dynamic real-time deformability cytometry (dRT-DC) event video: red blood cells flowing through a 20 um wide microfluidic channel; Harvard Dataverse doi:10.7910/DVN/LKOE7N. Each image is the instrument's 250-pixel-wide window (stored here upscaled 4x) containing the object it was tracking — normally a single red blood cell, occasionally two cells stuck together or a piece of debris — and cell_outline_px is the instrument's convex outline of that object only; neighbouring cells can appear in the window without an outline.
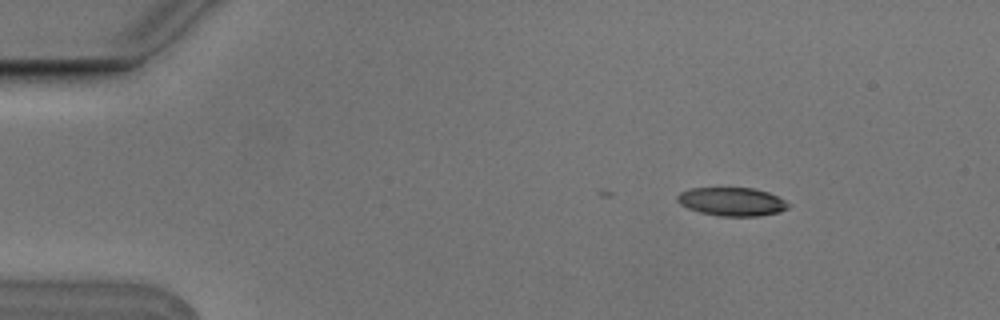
{"species": "Egyptian fruit bat (a non-hibernating species)", "species_latin": "Rousettus aegyptiacus", "temperature_condition": "cold", "stored_images_in_passage": 10, "camera_frame_rate_fps": 3000, "um_per_image_px": 0.085, "animal": {"sex": "male"}, "frame": {"image": 1, "passage_image": 3, "time_ms": 0.667, "image_size_px": [1000, 320], "cell_outline_px": [[792, 204], [788, 208], [780, 212], [760, 216], [720, 216], [700, 212], [688, 208], [680, 204], [676, 200], [676, 196], [680, 192], [688, 188], [752, 188], [768, 192]], "centroid_in_image_um": [62.21, 17.14], "position_along_channel_um": 22.8, "area_um2": 18.5}}
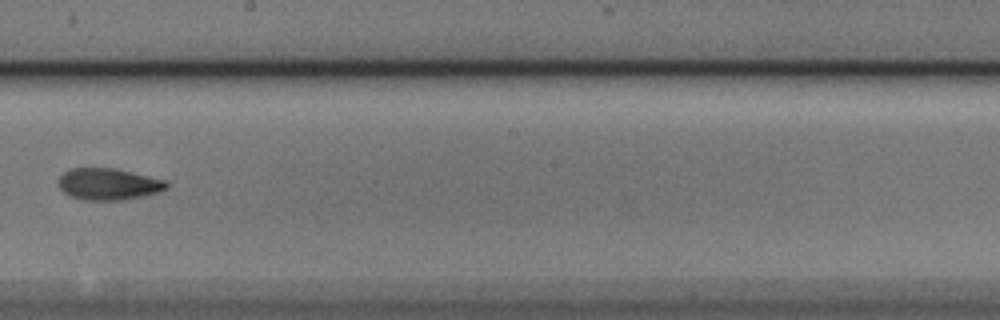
{"frame": {"image": 2, "passage_image": 9, "time_ms": 2.667, "image_size_px": [1000, 320], "cell_outline_px": [[168, 188], [160, 192], [120, 200], [80, 200], [68, 196], [60, 188], [56, 180], [64, 172], [72, 168], [116, 168], [168, 180]], "centroid_in_image_um": [9.21, 15.64], "position_along_channel_um": 239.0, "area_um2": 20.23}}
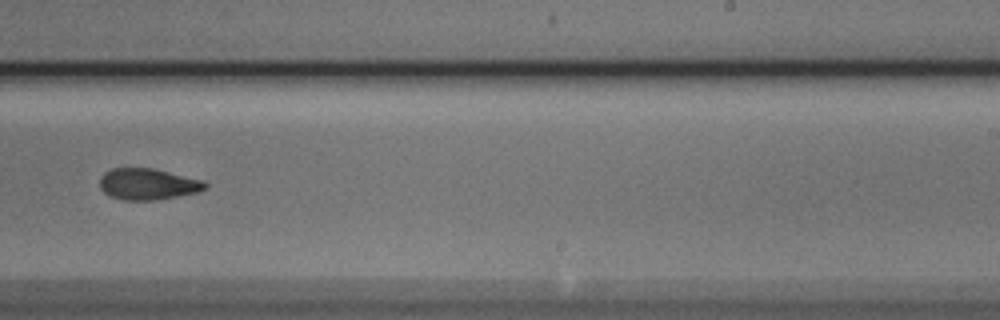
{"frame": {"image": 3, "passage_image": 10, "time_ms": 3.0, "image_size_px": [1000, 320], "cell_outline_px": [[208, 188], [200, 192], [156, 200], [124, 200], [112, 196], [104, 192], [100, 188], [100, 176], [104, 172], [112, 168], [152, 168], [204, 180], [208, 184]], "centroid_in_image_um": [12.6, 15.65], "position_along_channel_um": 276.4, "area_um2": 19.36}}